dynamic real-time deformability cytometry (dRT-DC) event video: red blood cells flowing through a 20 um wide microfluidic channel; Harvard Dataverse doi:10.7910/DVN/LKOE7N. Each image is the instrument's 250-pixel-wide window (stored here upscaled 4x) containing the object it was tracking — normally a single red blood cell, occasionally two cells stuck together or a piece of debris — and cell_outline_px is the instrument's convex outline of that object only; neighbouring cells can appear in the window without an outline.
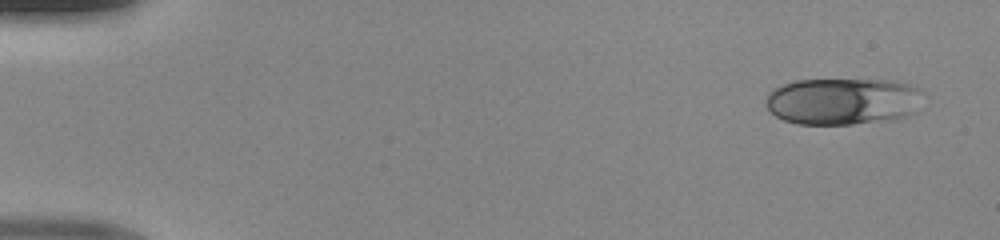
{"species": "human", "species_latin": "Homo sapiens", "temperature_condition": "room temperature", "stored_images_in_passage": 46, "camera_frame_rate_fps": 3000, "um_per_image_px": 0.085, "donor": {"sex": "male"}, "frame": {"image": 1, "passage_image": 1, "time_ms": 0.0, "image_size_px": [1000, 240], "cell_outline_px": [[920, 88], [916, 112], [904, 116], [852, 124], [800, 124], [784, 120], [776, 116], [768, 108], [768, 92], [784, 84], [796, 80], [884, 80], [908, 84]], "centroid_in_image_um": [71.6, 8.6], "position_along_channel_um": 13.4, "area_um2": 42.02}}
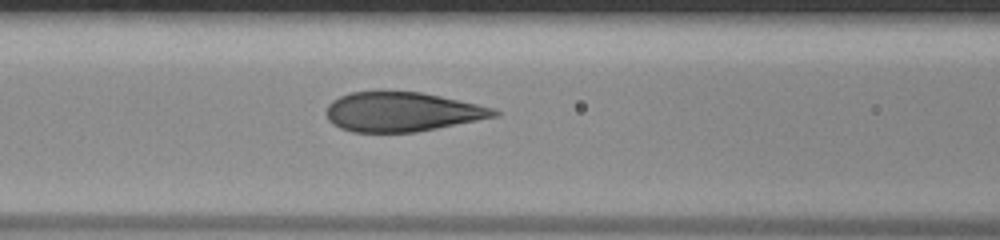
{"frame": {"image": 2, "passage_image": 19, "time_ms": 6.0, "image_size_px": [1000, 240], "cell_outline_px": [[500, 116], [416, 132], [352, 132], [340, 128], [332, 124], [328, 120], [324, 112], [328, 104], [332, 100], [340, 96], [352, 92], [420, 92], [440, 96], [496, 108], [500, 112]], "centroid_in_image_um": [34.17, 9.52], "position_along_channel_um": 132.4, "area_um2": 38.61}}
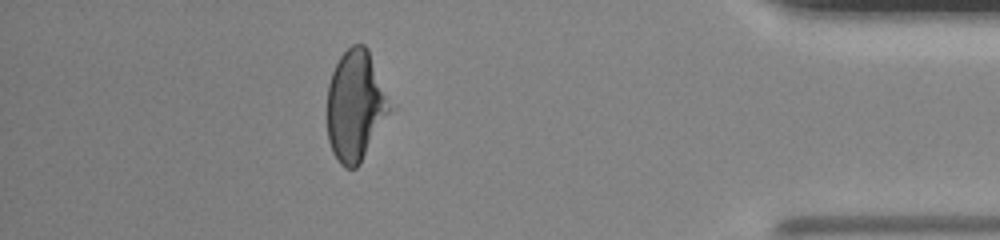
{"frame": {"image": 3, "passage_image": 41, "time_ms": 13.333, "image_size_px": [1000, 240], "cell_outline_px": [[388, 112], [360, 164], [356, 168], [344, 168], [340, 164], [332, 152], [328, 140], [328, 84], [332, 72], [340, 56], [352, 44], [364, 44], [368, 48], [388, 108]], "centroid_in_image_um": [30.12, 9.02], "position_along_channel_um": 405.1, "area_um2": 38.73}}